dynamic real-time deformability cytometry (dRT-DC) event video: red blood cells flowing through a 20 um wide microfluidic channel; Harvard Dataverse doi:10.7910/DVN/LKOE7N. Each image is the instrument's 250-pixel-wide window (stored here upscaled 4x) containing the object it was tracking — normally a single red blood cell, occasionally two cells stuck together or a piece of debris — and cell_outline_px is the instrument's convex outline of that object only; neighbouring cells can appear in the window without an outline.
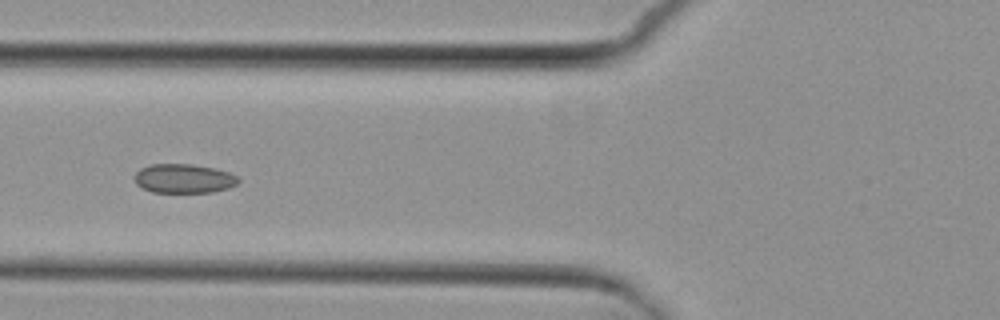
{"species": "common noctule bat (a hibernating species)", "species_latin": "Nyctalus noctula", "temperature_condition": "cold", "stored_images_in_passage": 9, "camera_frame_rate_fps": 3000, "um_per_image_px": 0.085, "animal": {"sex": "female", "body_mass_g": 29.2, "forearm_length_mm": 56.3}, "frame": {"image": 1, "passage_image": 6, "time_ms": 7.0, "image_size_px": [1000, 320], "cell_outline_px": [[240, 180], [236, 184], [228, 188], [212, 192], [152, 192], [136, 184], [132, 176], [140, 168], [148, 164], [192, 164], [216, 168], [228, 172], [236, 176]], "centroid_in_image_um": [15.58, 15.16], "position_along_channel_um": 110.2, "area_um2": 17.74}}
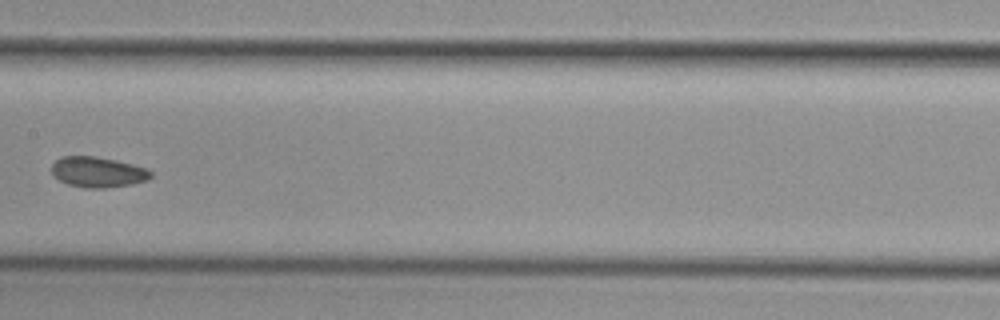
{"frame": {"image": 2, "passage_image": 8, "time_ms": 9.333, "image_size_px": [1000, 320], "cell_outline_px": [[152, 176], [148, 180], [132, 184], [104, 188], [84, 188], [68, 184], [52, 176], [52, 164], [60, 156], [96, 156], [116, 160], [148, 168], [152, 172]], "centroid_in_image_um": [8.32, 14.62], "position_along_channel_um": 199.1, "area_um2": 17.8}}
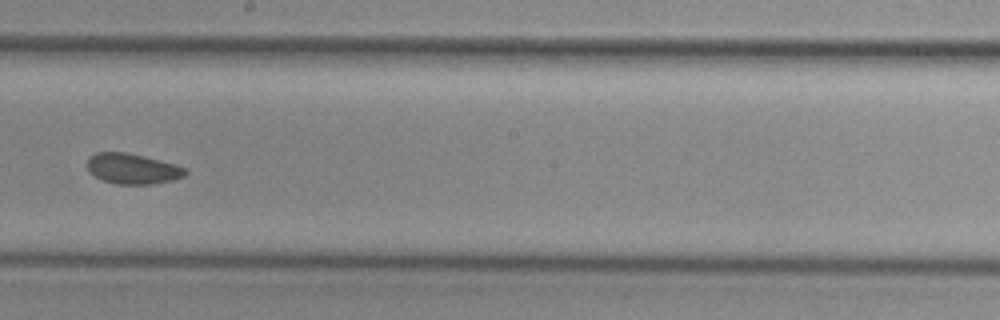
{"frame": {"image": 3, "passage_image": 9, "time_ms": 10.333, "image_size_px": [1000, 320], "cell_outline_px": [[188, 172], [184, 176], [172, 180], [152, 184], [116, 184], [104, 180], [88, 172], [88, 160], [96, 152], [124, 152], [144, 156], [176, 164], [188, 168]], "centroid_in_image_um": [11.31, 14.34], "position_along_channel_um": 236.9, "area_um2": 17.34}}